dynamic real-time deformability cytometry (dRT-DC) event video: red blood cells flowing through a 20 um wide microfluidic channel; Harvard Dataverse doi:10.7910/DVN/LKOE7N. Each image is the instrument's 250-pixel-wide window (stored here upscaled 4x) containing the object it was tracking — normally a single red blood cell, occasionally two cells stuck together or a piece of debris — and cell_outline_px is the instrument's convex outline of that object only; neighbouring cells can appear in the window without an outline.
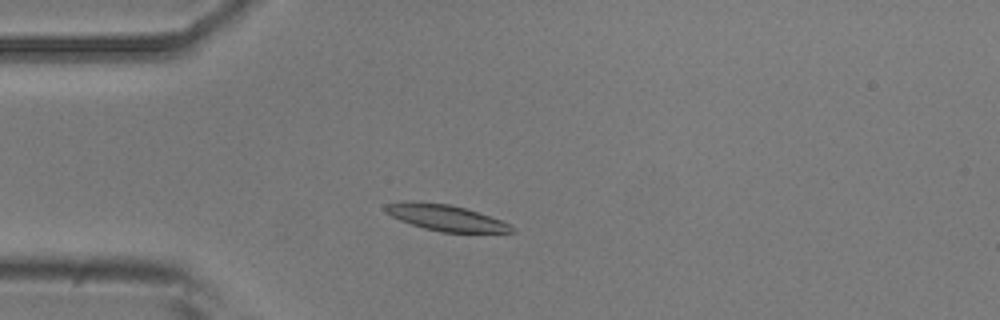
{"species": "common noctule bat (a hibernating species)", "species_latin": "Nyctalus noctula", "temperature_condition": "room temperature", "stored_images_in_passage": 2, "camera_frame_rate_fps": 3000, "um_per_image_px": 0.085, "animal": {"sex": "male", "body_mass_g": 20.5, "forearm_length_mm": 52.5}, "frame": {"image": 1, "passage_image": 2, "time_ms": 1.0, "image_size_px": [1000, 320], "cell_outline_px": [[516, 232], [440, 232], [424, 228], [400, 220], [384, 212], [384, 204], [448, 204], [464, 208], [500, 220], [516, 228]], "centroid_in_image_um": [37.96, 18.56], "position_along_channel_um": 47.0, "area_um2": 18.09}}